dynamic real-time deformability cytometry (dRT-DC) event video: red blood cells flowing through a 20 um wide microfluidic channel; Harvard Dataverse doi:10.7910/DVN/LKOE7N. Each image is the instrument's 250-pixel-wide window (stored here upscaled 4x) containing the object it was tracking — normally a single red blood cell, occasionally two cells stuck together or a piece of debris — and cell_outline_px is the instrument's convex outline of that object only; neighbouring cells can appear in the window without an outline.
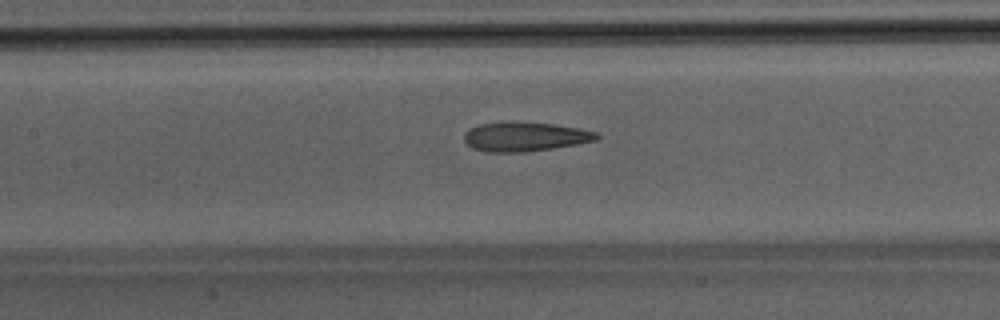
{"species": "Egyptian fruit bat (a non-hibernating species)", "species_latin": "Rousettus aegyptiacus", "temperature_condition": "room temperature", "stored_images_in_passage": 45, "camera_frame_rate_fps": 3000, "um_per_image_px": 0.085, "animal": {"sex": "male"}, "frame": {"image": 1, "passage_image": 19, "time_ms": 6.0, "image_size_px": [1000, 320], "cell_outline_px": [[600, 136], [596, 140], [576, 144], [552, 148], [524, 152], [484, 152], [472, 148], [464, 140], [464, 132], [468, 128], [480, 124], [508, 120], [512, 120], [552, 124], [580, 128], [596, 132]], "centroid_in_image_um": [44.56, 11.6], "position_along_channel_um": 162.8, "area_um2": 22.95}}
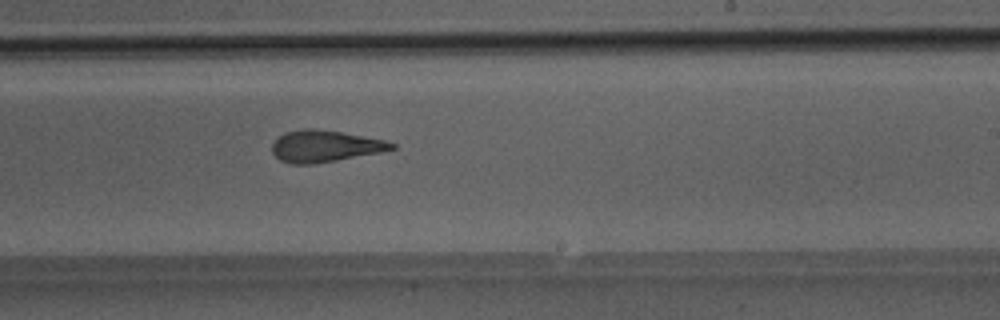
{"frame": {"image": 2, "passage_image": 26, "time_ms": 8.333, "image_size_px": [1000, 320], "cell_outline_px": [[396, 148], [380, 152], [336, 160], [312, 164], [292, 164], [280, 160], [272, 152], [272, 144], [284, 132], [304, 128], [312, 128], [340, 132], [384, 140], [396, 144]], "centroid_in_image_um": [27.59, 12.42], "position_along_channel_um": 261.4, "area_um2": 21.79}}
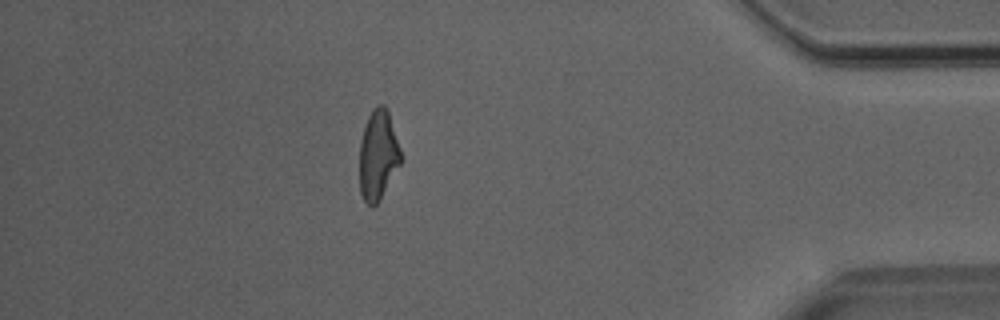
{"frame": {"image": 3, "passage_image": 39, "time_ms": 12.667, "image_size_px": [1000, 320], "cell_outline_px": [[400, 164], [380, 200], [372, 208], [364, 200], [360, 192], [360, 140], [368, 116], [372, 108], [376, 104], [384, 104], [388, 108], [400, 148]], "centroid_in_image_um": [32.13, 13.15], "position_along_channel_um": 403.1, "area_um2": 21.68}}